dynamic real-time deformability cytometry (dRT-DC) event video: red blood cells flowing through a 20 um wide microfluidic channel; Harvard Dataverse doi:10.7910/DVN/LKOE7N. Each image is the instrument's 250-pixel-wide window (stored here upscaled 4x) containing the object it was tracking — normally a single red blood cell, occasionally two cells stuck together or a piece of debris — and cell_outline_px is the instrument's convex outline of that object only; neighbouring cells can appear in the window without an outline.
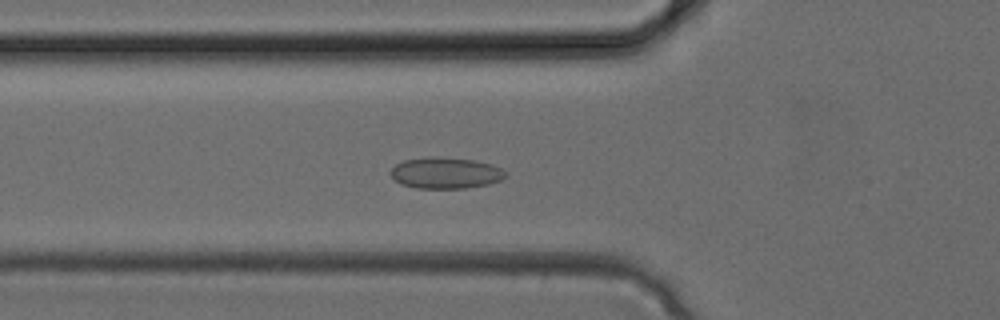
{"species": "common noctule bat (a hibernating species)", "species_latin": "Nyctalus noctula", "temperature_condition": "cold", "stored_images_in_passage": 34, "camera_frame_rate_fps": 3000, "um_per_image_px": 0.085, "animal": {"sex": "female", "body_mass_g": 24.6, "forearm_length_mm": 56.2}, "frame": {"image": 1, "passage_image": 12, "time_ms": 3.667, "image_size_px": [1000, 320], "cell_outline_px": [[508, 176], [500, 180], [488, 184], [464, 188], [416, 188], [400, 184], [388, 172], [396, 164], [404, 160], [432, 156], [476, 160], [492, 164], [508, 172]], "centroid_in_image_um": [37.89, 14.69], "position_along_channel_um": 87.9, "area_um2": 21.04}}
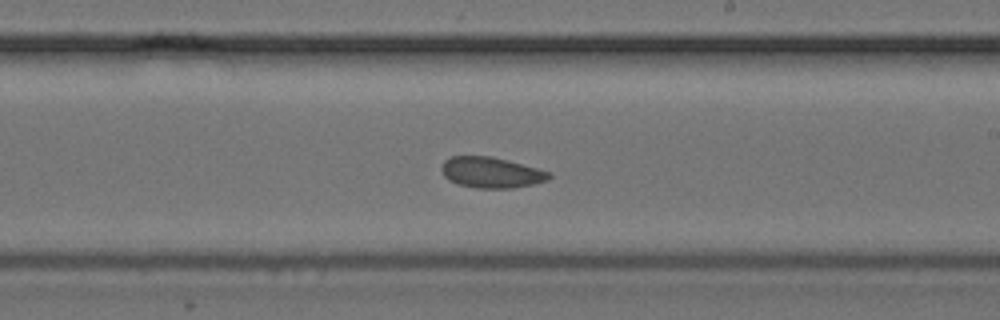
{"frame": {"image": 2, "passage_image": 20, "time_ms": 6.333, "image_size_px": [1000, 320], "cell_outline_px": [[552, 176], [548, 180], [532, 184], [512, 188], [476, 188], [460, 184], [448, 180], [444, 176], [440, 168], [444, 160], [448, 156], [492, 156], [508, 160], [552, 172]], "centroid_in_image_um": [41.75, 14.65], "position_along_channel_um": 247.3, "area_um2": 19.42}}
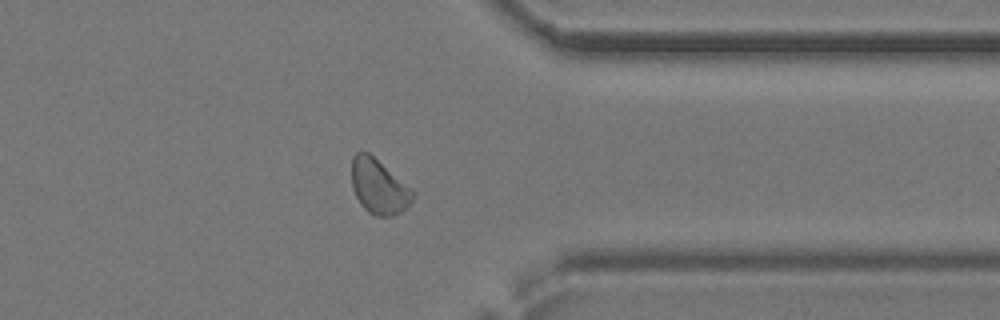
{"frame": {"image": 3, "passage_image": 27, "time_ms": 8.667, "image_size_px": [1000, 320], "cell_outline_px": [[416, 196], [400, 212], [392, 216], [376, 216], [368, 212], [360, 204], [352, 188], [352, 156], [356, 152], [368, 152], [412, 188], [416, 192]], "centroid_in_image_um": [32.2, 15.86], "position_along_channel_um": 379.2, "area_um2": 19.48}}